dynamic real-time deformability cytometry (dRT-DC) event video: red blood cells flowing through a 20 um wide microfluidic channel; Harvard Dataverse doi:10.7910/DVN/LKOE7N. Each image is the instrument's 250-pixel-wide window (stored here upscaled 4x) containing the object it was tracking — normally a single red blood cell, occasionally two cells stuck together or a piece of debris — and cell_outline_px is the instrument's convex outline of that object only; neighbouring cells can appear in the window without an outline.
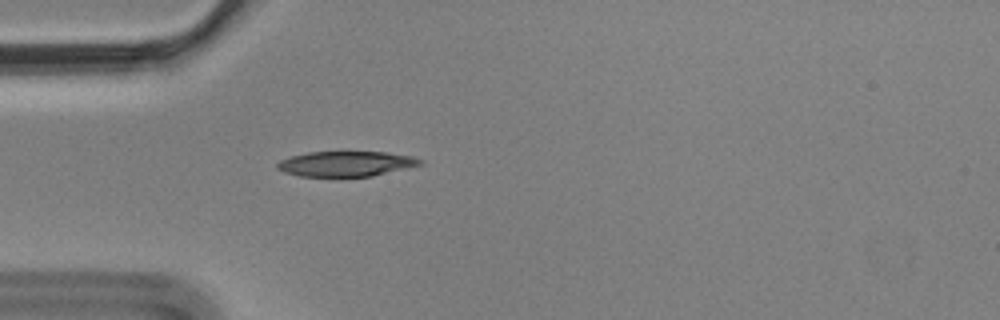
{"species": "Egyptian fruit bat (a non-hibernating species)", "species_latin": "Rousettus aegyptiacus", "temperature_condition": "cold", "stored_images_in_passage": 1, "camera_frame_rate_fps": 3000, "um_per_image_px": 0.085, "animal": {"sex": "male"}, "frame": {"image": 1, "passage_image": 1, "time_ms": 0.0, "image_size_px": [1000, 320], "cell_outline_px": [[424, 164], [372, 176], [300, 176], [284, 172], [276, 168], [276, 164], [280, 160], [292, 156], [308, 152], [388, 152], [412, 156], [424, 160]], "centroid_in_image_um": [29.44, 13.91], "position_along_channel_um": 55.6, "area_um2": 20.92}}